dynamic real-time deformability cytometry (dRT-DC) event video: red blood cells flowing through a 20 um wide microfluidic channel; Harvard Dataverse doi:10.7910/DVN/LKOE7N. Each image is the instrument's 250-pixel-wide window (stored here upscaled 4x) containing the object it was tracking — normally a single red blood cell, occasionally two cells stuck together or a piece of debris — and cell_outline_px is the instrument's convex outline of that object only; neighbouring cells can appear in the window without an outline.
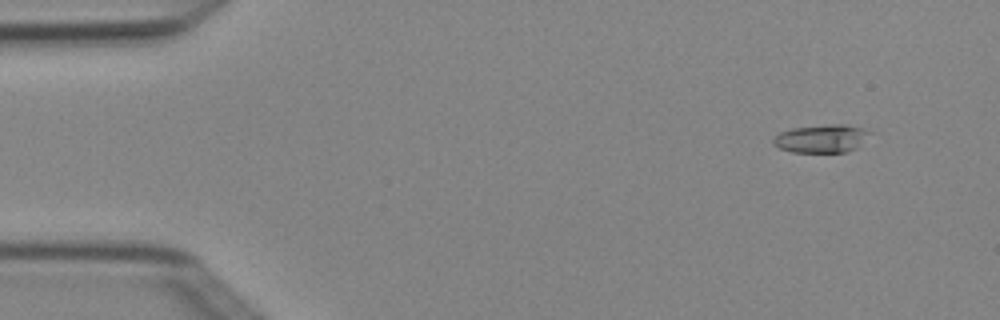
{"species": "Egyptian fruit bat (a non-hibernating species)", "species_latin": "Rousettus aegyptiacus", "temperature_condition": "cold", "stored_images_in_passage": 5, "camera_frame_rate_fps": 3000, "um_per_image_px": 0.085, "animal": {"sex": "female"}, "frame": {"image": 1, "passage_image": 2, "time_ms": 0.333, "image_size_px": [1000, 320], "cell_outline_px": [[872, 132], [856, 148], [848, 152], [792, 152], [780, 148], [772, 144], [772, 140], [780, 132], [792, 128], [828, 124], [844, 124], [864, 128]], "centroid_in_image_um": [69.83, 11.77], "position_along_channel_um": 15.2, "area_um2": 15.84}}
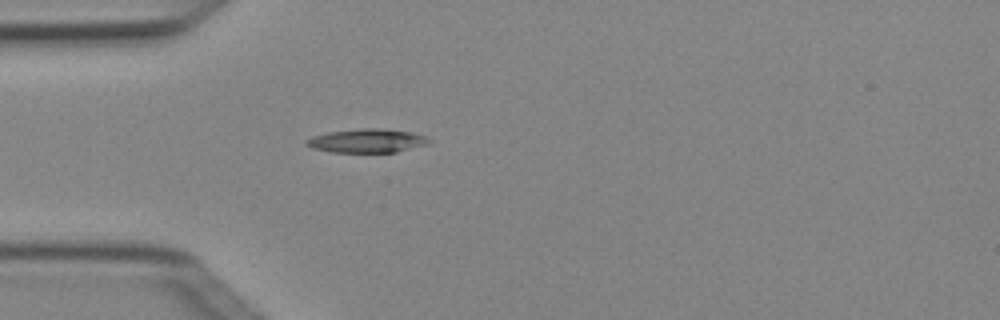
{"frame": {"image": 2, "passage_image": 5, "time_ms": 1.333, "image_size_px": [1000, 320], "cell_outline_px": [[432, 140], [428, 144], [396, 152], [332, 152], [312, 148], [304, 144], [304, 140], [312, 136], [328, 132], [360, 128], [380, 128], [412, 132], [424, 136]], "centroid_in_image_um": [31.17, 11.96], "position_along_channel_um": 53.8, "area_um2": 17.05}}